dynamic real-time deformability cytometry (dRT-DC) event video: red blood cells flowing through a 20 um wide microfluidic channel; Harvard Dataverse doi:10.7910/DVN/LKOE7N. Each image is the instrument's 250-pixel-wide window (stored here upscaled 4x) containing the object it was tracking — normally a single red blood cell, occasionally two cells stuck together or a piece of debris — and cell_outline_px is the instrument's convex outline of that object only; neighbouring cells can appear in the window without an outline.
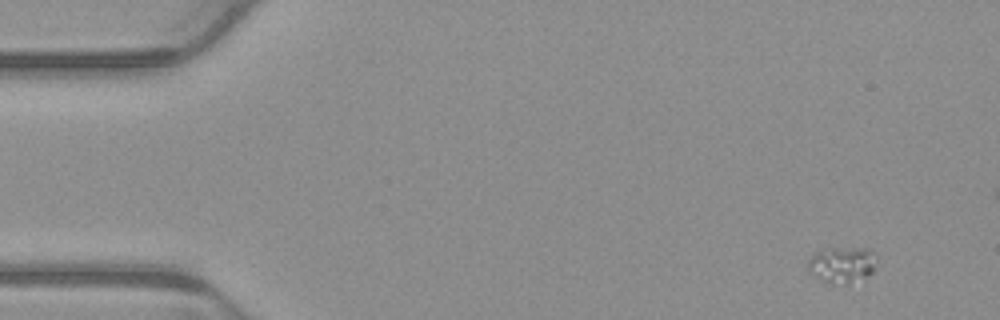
{"species": "common noctule bat (a hibernating species)", "species_latin": "Nyctalus noctula", "temperature_condition": "warm", "stored_images_in_passage": 7, "camera_frame_rate_fps": 3000, "um_per_image_px": 0.085, "animal": {"sex": "male", "body_mass_g": 23.1, "forearm_length_mm": 52.7}, "frame": {"image": 1, "passage_image": 1, "time_ms": 0.0, "image_size_px": [1000, 320], "cell_outline_px": [[876, 252], [872, 272], [868, 276], [848, 284], [832, 284], [808, 272], [808, 260], [816, 252], [832, 248], [872, 248]], "centroid_in_image_um": [71.6, 22.49], "position_along_channel_um": 13.4, "area_um2": 14.39}}
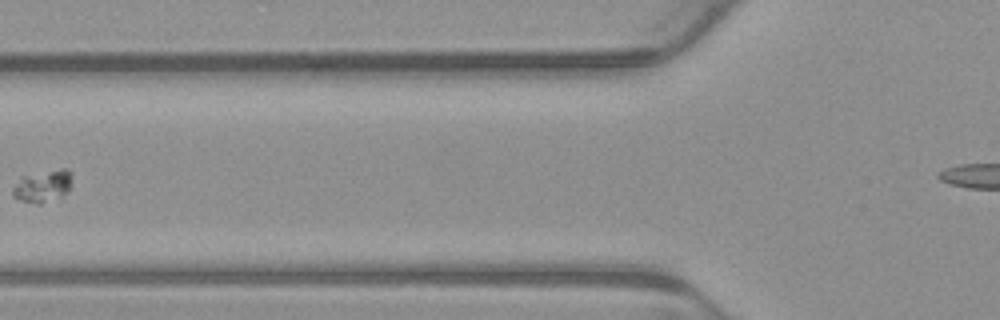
{"frame": {"image": 2, "passage_image": 6, "time_ms": 1.667, "image_size_px": [1000, 320], "cell_outline_px": [[72, 184], [68, 192], [60, 196], [40, 204], [36, 204], [20, 200], [12, 196], [12, 188], [20, 176], [60, 168], [68, 168], [72, 172]], "centroid_in_image_um": [3.65, 15.79], "position_along_channel_um": 122.2, "area_um2": 11.39}}
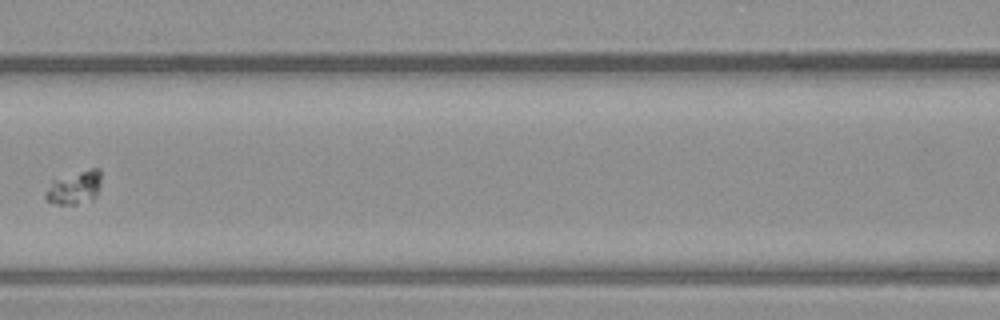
{"frame": {"image": 3, "passage_image": 7, "time_ms": 2.0, "image_size_px": [1000, 320], "cell_outline_px": [[100, 188], [96, 196], [92, 200], [76, 204], [56, 204], [48, 200], [44, 196], [44, 192], [52, 180], [92, 168], [100, 168]], "centroid_in_image_um": [6.34, 15.95], "position_along_channel_um": 160.3, "area_um2": 10.75}}